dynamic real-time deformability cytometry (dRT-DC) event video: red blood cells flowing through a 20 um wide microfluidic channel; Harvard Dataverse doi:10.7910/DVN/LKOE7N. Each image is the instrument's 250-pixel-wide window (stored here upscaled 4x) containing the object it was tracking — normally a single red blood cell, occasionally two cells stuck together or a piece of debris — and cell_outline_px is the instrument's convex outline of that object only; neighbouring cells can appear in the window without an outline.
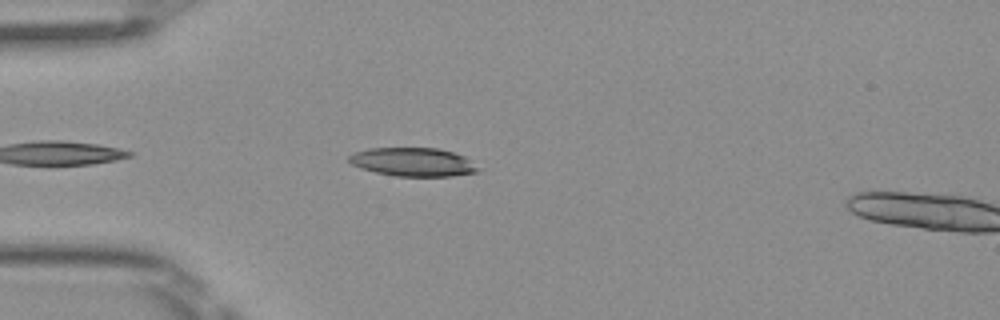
{"species": "Egyptian fruit bat (a non-hibernating species)", "species_latin": "Rousettus aegyptiacus", "temperature_condition": "room temperature", "stored_images_in_passage": 26, "camera_frame_rate_fps": 3000, "um_per_image_px": 0.085, "frame": {"image": 1, "passage_image": 4, "time_ms": 1.0, "image_size_px": [1000, 320], "cell_outline_px": [[480, 172], [452, 176], [392, 176], [360, 168], [352, 164], [348, 160], [348, 156], [356, 152], [368, 148], [436, 148], [452, 152], [464, 156], [480, 168]], "centroid_in_image_um": [35.12, 13.78], "position_along_channel_um": 49.9, "area_um2": 21.5}}
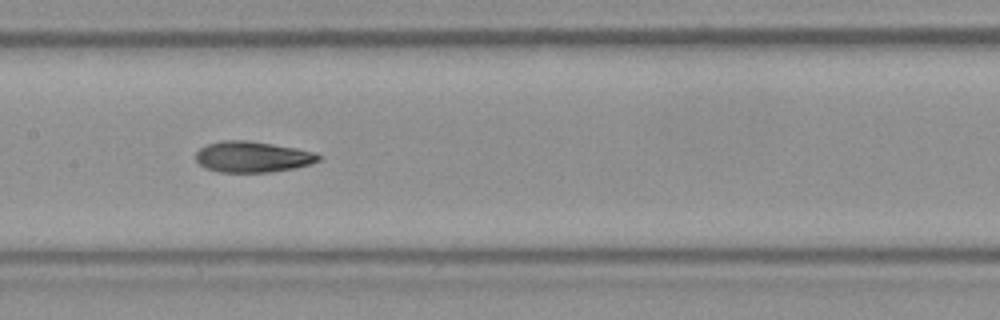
{"frame": {"image": 2, "passage_image": 15, "time_ms": 4.667, "image_size_px": [1000, 320], "cell_outline_px": [[324, 156], [320, 160], [312, 164], [272, 172], [220, 172], [204, 168], [196, 160], [196, 152], [200, 148], [208, 144], [220, 140], [248, 140], [296, 148], [316, 152]], "centroid_in_image_um": [21.49, 13.33], "position_along_channel_um": 185.9, "area_um2": 22.31}}
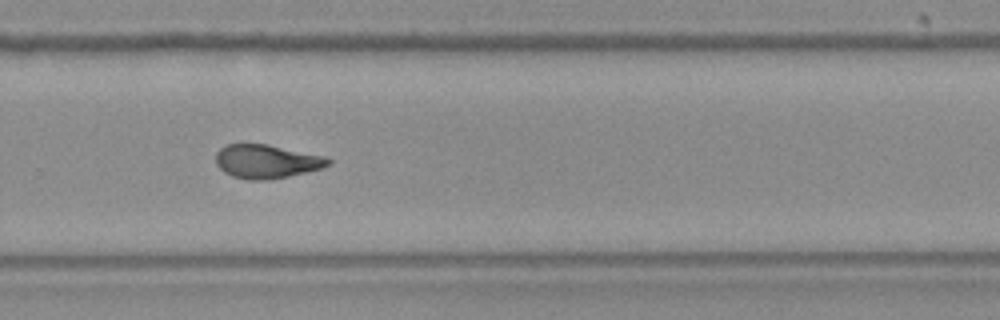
{"frame": {"image": 3, "passage_image": 24, "time_ms": 7.667, "image_size_px": [1000, 320], "cell_outline_px": [[332, 164], [320, 168], [288, 176], [268, 180], [248, 180], [232, 176], [224, 172], [216, 164], [216, 152], [220, 148], [228, 144], [268, 144], [328, 156], [332, 160]], "centroid_in_image_um": [22.68, 13.71], "position_along_channel_um": 307.1, "area_um2": 22.25}}